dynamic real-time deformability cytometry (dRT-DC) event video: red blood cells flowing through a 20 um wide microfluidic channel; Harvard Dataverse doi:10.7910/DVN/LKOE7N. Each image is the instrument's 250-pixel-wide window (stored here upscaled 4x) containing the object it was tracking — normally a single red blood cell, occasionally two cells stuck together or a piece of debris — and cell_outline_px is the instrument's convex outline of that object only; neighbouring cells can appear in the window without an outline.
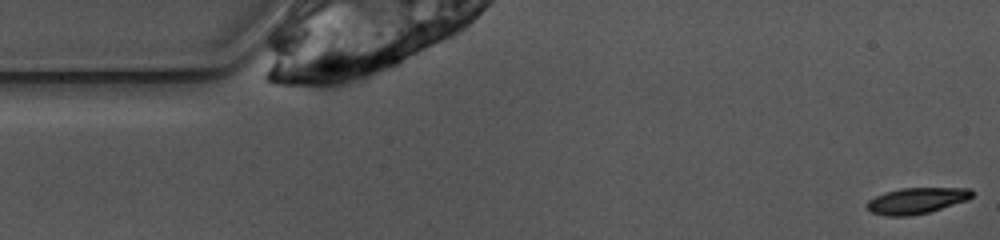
{"species": "common noctule bat (a hibernating species)", "species_latin": "Nyctalus noctula", "temperature_condition": "warm", "stored_images_in_passage": 1, "camera_frame_rate_fps": 3000, "um_per_image_px": 0.085, "animal": {"sex": "female", "body_mass_g": 10.0, "forearm_length_mm": 53.1}, "frame": {"image": 1, "passage_image": 1, "time_ms": 0.0, "image_size_px": [1000, 240], "cell_outline_px": [[972, 196], [968, 200], [928, 212], [908, 216], [888, 216], [872, 212], [864, 204], [868, 200], [884, 192], [900, 188], [972, 188]], "centroid_in_image_um": [77.89, 17.05], "position_along_channel_um": 7.1, "area_um2": 15.9}}